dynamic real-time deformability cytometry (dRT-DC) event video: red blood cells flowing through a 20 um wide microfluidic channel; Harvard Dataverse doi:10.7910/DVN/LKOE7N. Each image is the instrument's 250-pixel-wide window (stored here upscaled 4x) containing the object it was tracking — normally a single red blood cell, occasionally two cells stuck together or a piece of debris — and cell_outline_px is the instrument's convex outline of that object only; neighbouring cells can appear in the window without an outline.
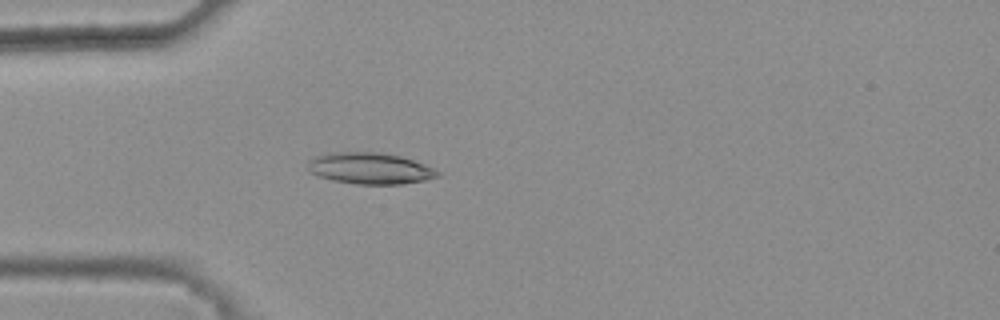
{"species": "common noctule bat (a hibernating species)", "species_latin": "Nyctalus noctula", "temperature_condition": "warm", "stored_images_in_passage": 37, "camera_frame_rate_fps": 3000, "um_per_image_px": 0.085, "animal": {"sex": "female", "body_mass_g": 25.1}, "frame": {"image": 1, "passage_image": 7, "time_ms": 2.0, "image_size_px": [1000, 320], "cell_outline_px": [[440, 176], [424, 180], [404, 184], [356, 184], [332, 180], [308, 172], [308, 160], [312, 156], [332, 152], [380, 152], [400, 156], [424, 164], [440, 172]], "centroid_in_image_um": [31.41, 14.3], "position_along_channel_um": 53.6, "area_um2": 23.81}}
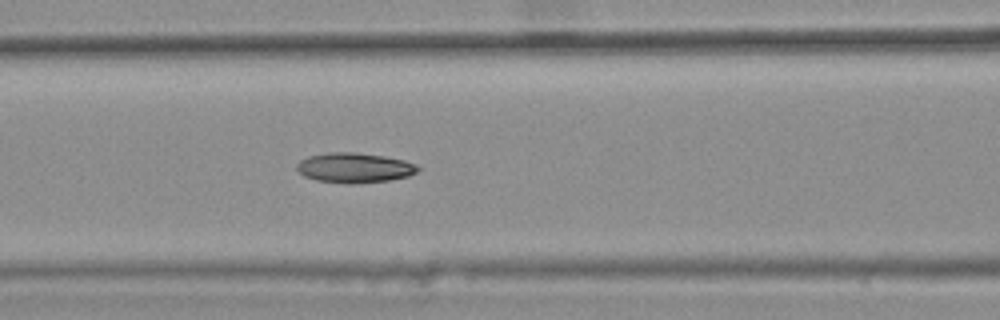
{"frame": {"image": 2, "passage_image": 14, "time_ms": 4.333, "image_size_px": [1000, 320], "cell_outline_px": [[420, 168], [416, 172], [408, 176], [388, 180], [352, 184], [348, 184], [316, 180], [304, 176], [296, 168], [296, 164], [300, 160], [308, 156], [328, 152], [356, 152], [384, 156], [404, 160], [416, 164]], "centroid_in_image_um": [30.11, 14.25], "position_along_channel_um": 136.5, "area_um2": 21.15}}
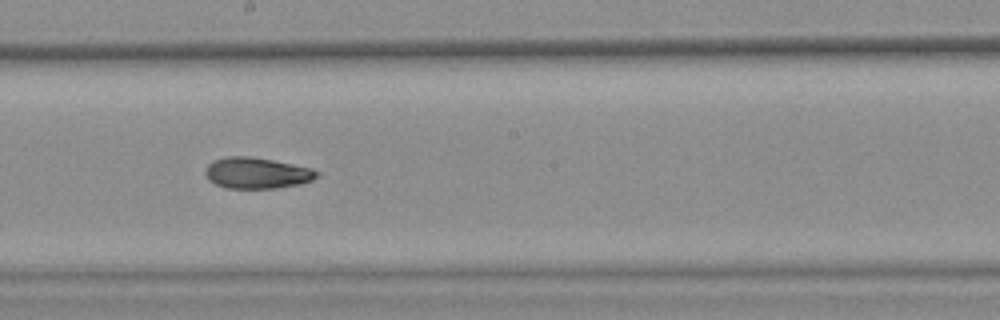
{"frame": {"image": 3, "passage_image": 21, "time_ms": 6.667, "image_size_px": [1000, 320], "cell_outline_px": [[320, 172], [312, 180], [296, 184], [276, 188], [228, 188], [216, 184], [208, 180], [204, 172], [204, 168], [208, 164], [216, 160], [228, 156], [252, 156], [312, 168]], "centroid_in_image_um": [21.8, 14.7], "position_along_channel_um": 226.4, "area_um2": 20.06}, "authors_computed_cell_mechanics": {"area_um2": 20.519, "velocity_mm_per_s": 3.8646, "shape_relaxation_time_tau1_ms": null, "shape_relaxation_time_tau2_ms": 3.4848, "deformation_change_tau1": null, "deformation_change_tau2": 0.094}}